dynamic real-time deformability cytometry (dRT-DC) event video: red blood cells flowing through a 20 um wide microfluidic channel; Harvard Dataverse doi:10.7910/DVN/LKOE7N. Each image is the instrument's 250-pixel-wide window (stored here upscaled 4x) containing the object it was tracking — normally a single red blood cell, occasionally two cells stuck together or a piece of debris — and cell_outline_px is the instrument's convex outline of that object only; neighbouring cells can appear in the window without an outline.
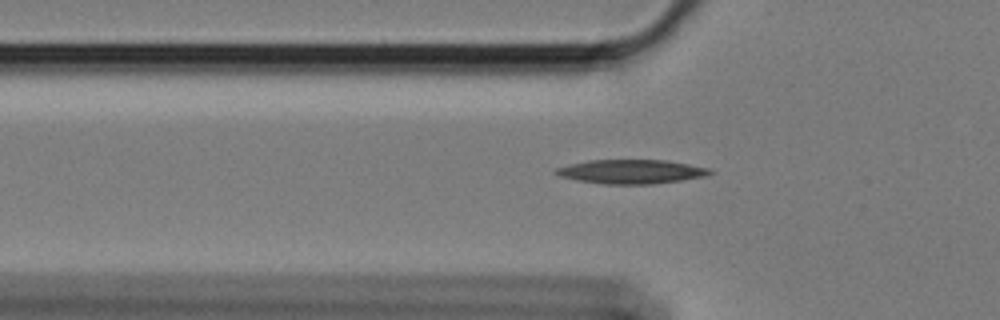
{"species": "Egyptian fruit bat (a non-hibernating species)", "species_latin": "Rousettus aegyptiacus", "temperature_condition": "cold", "stored_images_in_passage": 48, "camera_frame_rate_fps": 3000, "um_per_image_px": 0.085, "animal": {"sex": "female"}, "frame": {"image": 1, "passage_image": 8, "time_ms": 2.333, "image_size_px": [1000, 320], "cell_outline_px": [[716, 172], [704, 176], [680, 180], [652, 184], [604, 184], [576, 180], [560, 176], [552, 172], [556, 168], [588, 160], [668, 160], [712, 168]], "centroid_in_image_um": [53.69, 14.58], "position_along_channel_um": 72.1, "area_um2": 21.68}}
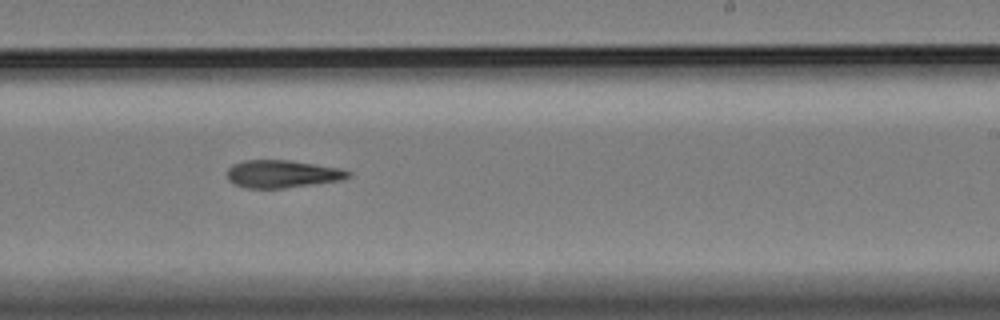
{"frame": {"image": 2, "passage_image": 25, "time_ms": 8.0, "image_size_px": [1000, 320], "cell_outline_px": [[352, 172], [348, 176], [340, 180], [284, 188], [248, 188], [236, 184], [228, 180], [228, 168], [232, 164], [244, 160], [292, 160], [340, 168]], "centroid_in_image_um": [23.98, 14.77], "position_along_channel_um": 265.0, "area_um2": 19.36}}
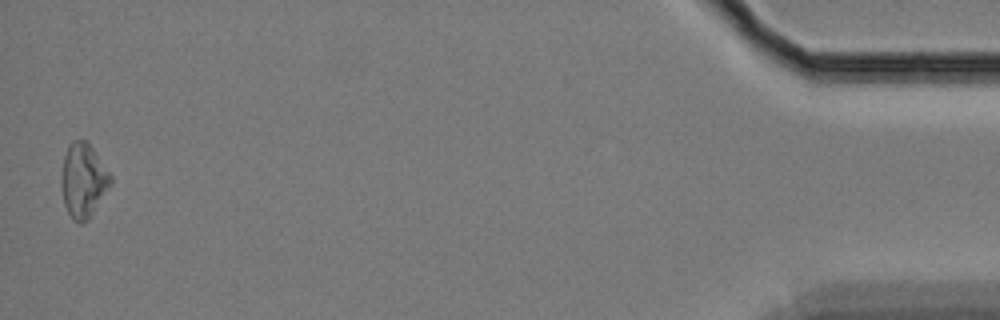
{"frame": {"image": 3, "passage_image": 47, "time_ms": 15.333, "image_size_px": [1000, 320], "cell_outline_px": [[112, 184], [88, 220], [80, 224], [72, 220], [64, 204], [60, 184], [60, 180], [64, 156], [72, 140], [88, 140], [112, 176]], "centroid_in_image_um": [7.08, 15.34], "position_along_channel_um": 428.1, "area_um2": 21.56}, "authors_computed_cell_mechanics": {"area_um2": 20.3745, "velocity_mm_per_s": 3.3831, "shape_relaxation_time_tau1_ms": 8.6116, "shape_relaxation_time_tau2_ms": null, "deformation_change_tau1": 0.1633, "deformation_change_tau2": null}}